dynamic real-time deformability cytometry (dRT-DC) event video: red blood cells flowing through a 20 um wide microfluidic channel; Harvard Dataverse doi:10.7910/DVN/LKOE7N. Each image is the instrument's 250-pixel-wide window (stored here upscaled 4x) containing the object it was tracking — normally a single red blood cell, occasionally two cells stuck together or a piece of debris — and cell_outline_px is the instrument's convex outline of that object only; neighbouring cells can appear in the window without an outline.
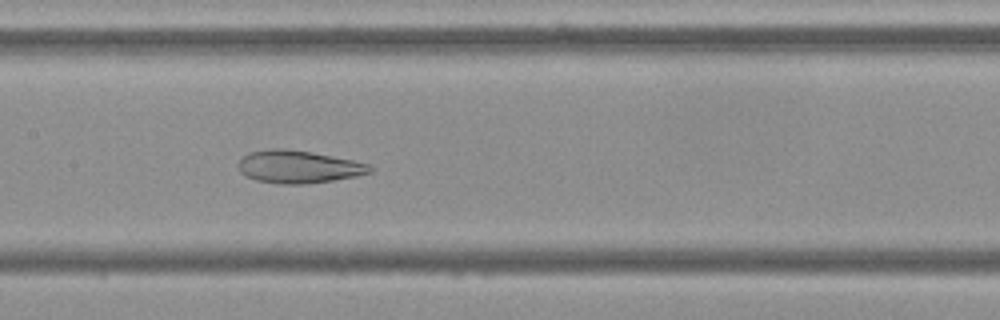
{"species": "Egyptian fruit bat (a non-hibernating species)", "species_latin": "Rousettus aegyptiacus", "temperature_condition": "cold", "stored_images_in_passage": 54, "camera_frame_rate_fps": 3000, "um_per_image_px": 0.085, "frame": {"image": 1, "passage_image": 26, "time_ms": 8.333, "image_size_px": [1000, 320], "cell_outline_px": [[376, 168], [372, 172], [356, 176], [332, 180], [304, 184], [280, 184], [256, 180], [244, 176], [240, 172], [236, 164], [248, 152], [268, 148], [284, 148], [312, 152], [352, 160], [368, 164]], "centroid_in_image_um": [25.33, 14.17], "position_along_channel_um": 182.1, "area_um2": 25.26}}
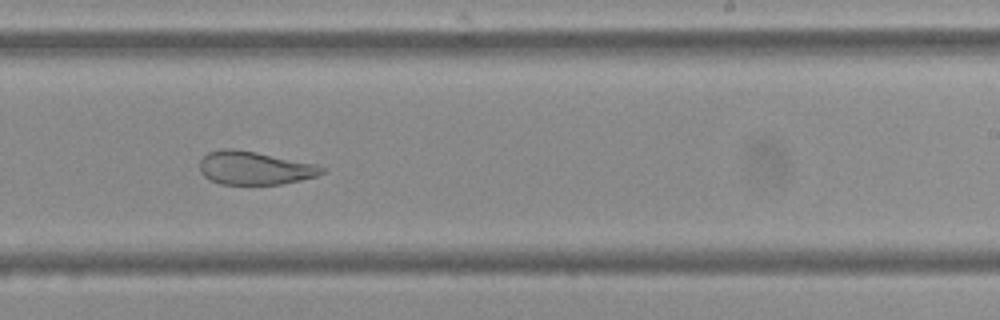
{"frame": {"image": 2, "passage_image": 33, "time_ms": 10.667, "image_size_px": [1000, 320], "cell_outline_px": [[324, 172], [316, 176], [300, 180], [280, 184], [220, 184], [204, 176], [200, 172], [200, 160], [208, 152], [220, 148], [232, 148], [256, 152], [316, 164], [324, 168]], "centroid_in_image_um": [21.61, 14.27], "position_along_channel_um": 267.4, "area_um2": 23.58}}
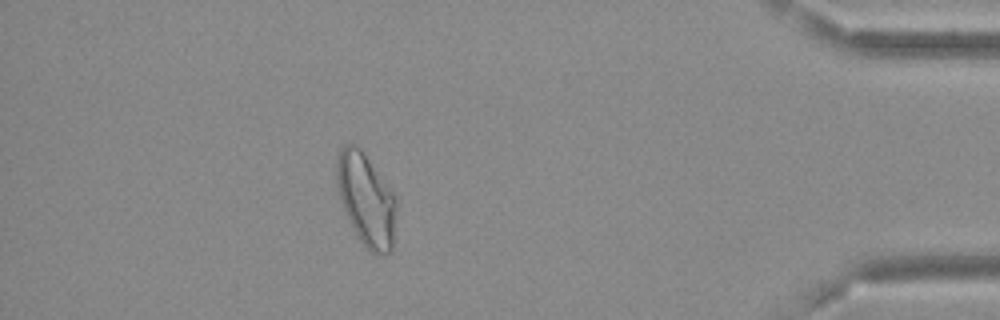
{"frame": {"image": 3, "passage_image": 48, "time_ms": 15.667, "image_size_px": [1000, 320], "cell_outline_px": [[396, 208], [392, 248], [384, 256], [376, 256], [360, 240], [340, 200], [336, 184], [336, 156], [340, 148], [348, 144], [356, 144], [360, 148], [396, 196]], "centroid_in_image_um": [31.11, 16.94], "position_along_channel_um": 404.1, "area_um2": 31.85}}